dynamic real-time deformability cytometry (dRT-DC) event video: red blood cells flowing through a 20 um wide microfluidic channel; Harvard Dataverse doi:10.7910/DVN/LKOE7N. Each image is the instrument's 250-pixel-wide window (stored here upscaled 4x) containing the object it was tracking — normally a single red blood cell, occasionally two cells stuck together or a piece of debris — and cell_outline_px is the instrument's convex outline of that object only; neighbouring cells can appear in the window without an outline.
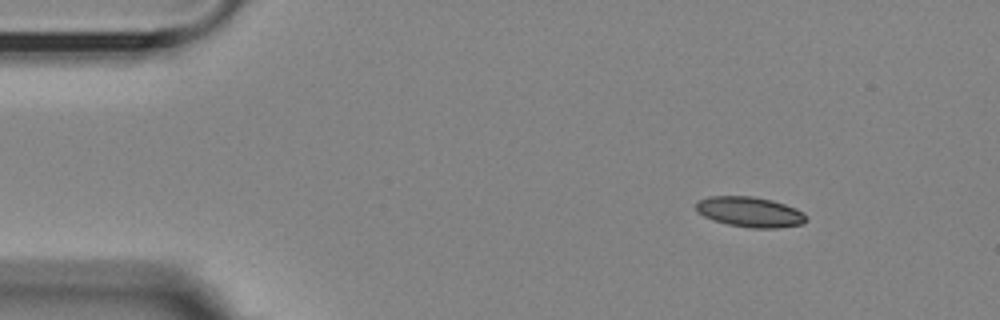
{"species": "Egyptian fruit bat (a non-hibernating species)", "species_latin": "Rousettus aegyptiacus", "temperature_condition": "room temperature", "stored_images_in_passage": 3, "camera_frame_rate_fps": 3000, "um_per_image_px": 0.085, "animal": {"sex": "female"}, "frame": {"image": 1, "passage_image": 1, "time_ms": 0.0, "image_size_px": [1000, 320], "cell_outline_px": [[808, 220], [804, 224], [776, 228], [752, 228], [728, 224], [712, 220], [696, 212], [696, 204], [700, 200], [708, 196], [752, 196], [772, 200], [796, 208], [804, 212], [808, 216]], "centroid_in_image_um": [63.77, 18.02], "position_along_channel_um": 21.2, "area_um2": 19.59}}